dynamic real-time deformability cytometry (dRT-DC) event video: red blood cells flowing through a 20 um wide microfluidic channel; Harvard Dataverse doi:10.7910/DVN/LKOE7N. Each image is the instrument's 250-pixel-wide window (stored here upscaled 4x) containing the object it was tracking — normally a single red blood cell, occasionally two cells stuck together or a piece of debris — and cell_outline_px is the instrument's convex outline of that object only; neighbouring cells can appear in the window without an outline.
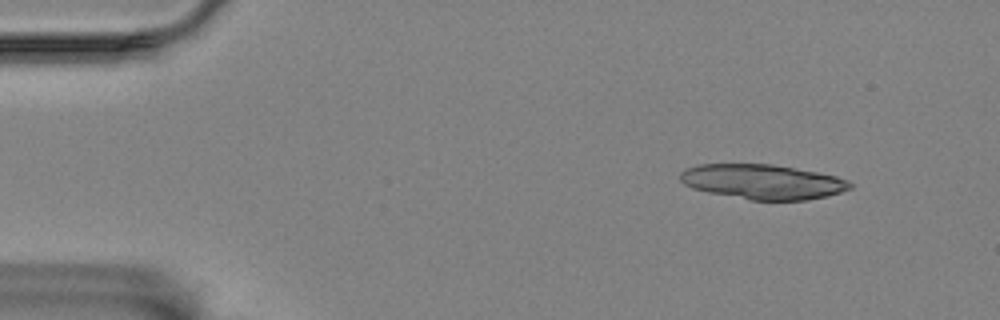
{"species": "Egyptian fruit bat (a non-hibernating species)", "species_latin": "Rousettus aegyptiacus", "temperature_condition": "room temperature", "stored_images_in_passage": 49, "segment_of_instrument_passage": [1, 2], "camera_frame_rate_fps": 3000, "um_per_image_px": 0.085, "animal": {"sex": "female"}, "frame": {"image": 1, "passage_image": 1, "time_ms": 0.0, "image_size_px": [1000, 320], "cell_outline_px": [[852, 188], [828, 196], [808, 200], [748, 200], [708, 192], [692, 188], [684, 184], [680, 180], [680, 172], [684, 168], [696, 164], [772, 164], [816, 172], [836, 176], [848, 180], [852, 184]], "centroid_in_image_um": [64.8, 15.45], "position_along_channel_um": 20.2, "area_um2": 34.62}}